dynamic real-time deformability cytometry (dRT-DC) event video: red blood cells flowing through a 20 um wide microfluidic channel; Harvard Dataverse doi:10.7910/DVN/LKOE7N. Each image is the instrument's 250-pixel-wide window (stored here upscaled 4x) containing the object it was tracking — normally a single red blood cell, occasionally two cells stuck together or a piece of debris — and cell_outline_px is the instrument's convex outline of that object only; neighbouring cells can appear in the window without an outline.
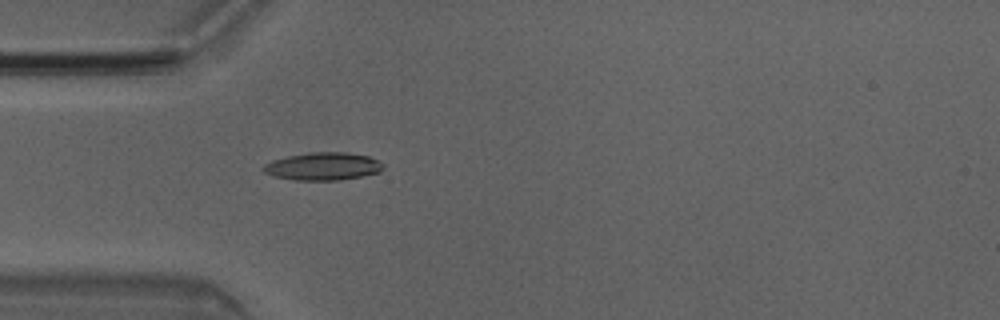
{"species": "Egyptian fruit bat (a non-hibernating species)", "species_latin": "Rousettus aegyptiacus", "temperature_condition": "room temperature", "stored_images_in_passage": 5, "camera_frame_rate_fps": 3000, "um_per_image_px": 0.085, "animal": {"sex": "male"}, "frame": {"image": 1, "passage_image": 5, "time_ms": 1.333, "image_size_px": [1000, 320], "cell_outline_px": [[384, 168], [380, 172], [340, 180], [292, 180], [272, 176], [264, 172], [260, 168], [264, 164], [272, 160], [288, 156], [308, 152], [344, 152], [368, 156], [384, 164]], "centroid_in_image_um": [27.41, 14.14], "position_along_channel_um": 57.6, "area_um2": 19.48}}